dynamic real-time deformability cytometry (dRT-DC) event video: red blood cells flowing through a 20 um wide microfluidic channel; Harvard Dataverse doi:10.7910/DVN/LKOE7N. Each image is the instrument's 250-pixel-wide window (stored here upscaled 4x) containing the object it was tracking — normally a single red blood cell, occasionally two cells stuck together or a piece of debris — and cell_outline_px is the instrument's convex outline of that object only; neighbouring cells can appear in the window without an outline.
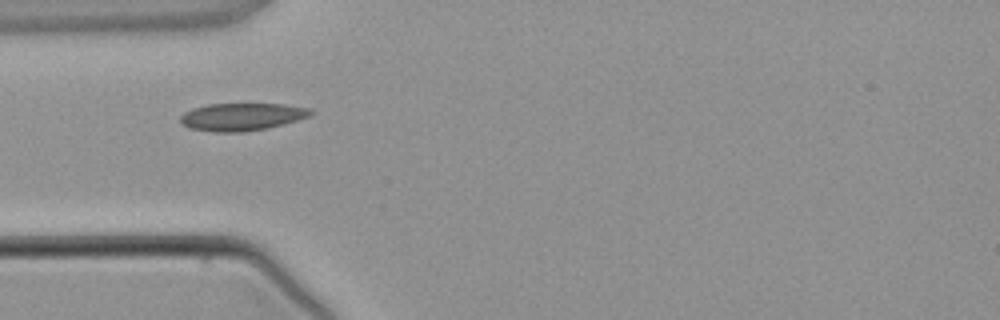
{"species": "common noctule bat (a hibernating species)", "species_latin": "Nyctalus noctula", "temperature_condition": "warm", "stored_images_in_passage": 2, "camera_frame_rate_fps": 3000, "um_per_image_px": 0.085, "animal": {"sex": "male", "body_mass_g": 21.5, "forearm_length_mm": 52.0}, "frame": {"image": 1, "passage_image": 1, "time_ms": 0.0, "image_size_px": [1000, 320], "cell_outline_px": [[316, 112], [308, 116], [296, 120], [268, 128], [244, 132], [216, 132], [188, 128], [180, 124], [180, 116], [184, 112], [192, 108], [208, 104], [284, 104], [312, 108]], "centroid_in_image_um": [20.54, 9.92], "position_along_channel_um": 64.5, "area_um2": 21.1}}
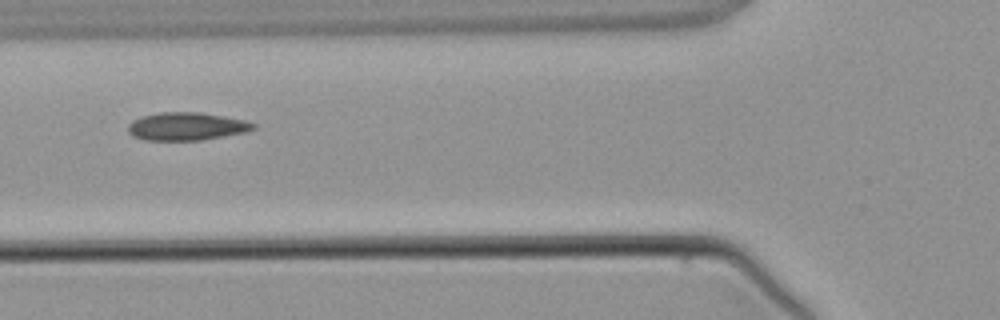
{"frame": {"image": 2, "passage_image": 2, "time_ms": 1.0, "image_size_px": [1000, 320], "cell_outline_px": [[256, 128], [248, 132], [200, 140], [144, 140], [132, 136], [128, 132], [128, 124], [132, 120], [140, 116], [160, 112], [200, 112], [224, 116], [244, 120], [256, 124]], "centroid_in_image_um": [15.84, 10.74], "position_along_channel_um": 110.0, "area_um2": 20.58}}